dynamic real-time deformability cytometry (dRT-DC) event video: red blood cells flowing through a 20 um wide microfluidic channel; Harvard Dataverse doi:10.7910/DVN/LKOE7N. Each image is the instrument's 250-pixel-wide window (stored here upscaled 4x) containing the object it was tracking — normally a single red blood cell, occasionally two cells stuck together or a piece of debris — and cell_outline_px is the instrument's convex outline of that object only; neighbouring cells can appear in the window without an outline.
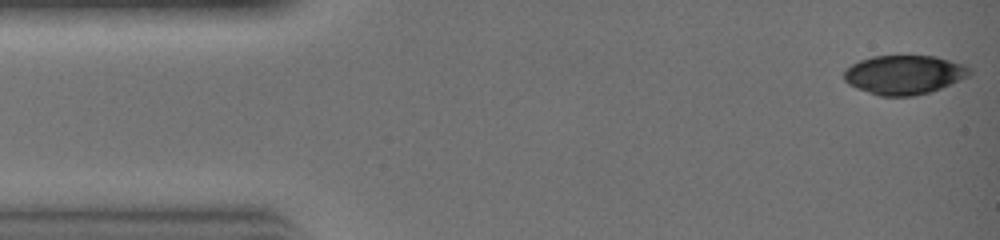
{"species": "common noctule bat (a hibernating species)", "species_latin": "Nyctalus noctula", "temperature_condition": "warm", "stored_images_in_passage": 23, "camera_frame_rate_fps": 3000, "um_per_image_px": 0.085, "animal": {"sex": "female", "body_mass_g": 19.0, "forearm_length_mm": 51.5}, "frame": {"image": 1, "passage_image": 1, "time_ms": 0.0, "image_size_px": [1000, 240], "cell_outline_px": [[972, 72], [968, 76], [940, 88], [928, 92], [912, 96], [880, 96], [856, 88], [848, 84], [844, 80], [844, 72], [852, 64], [860, 60], [872, 56], [932, 56], [948, 60], [960, 64], [968, 68]], "centroid_in_image_um": [76.8, 6.36], "position_along_channel_um": 8.2, "area_um2": 28.15}}
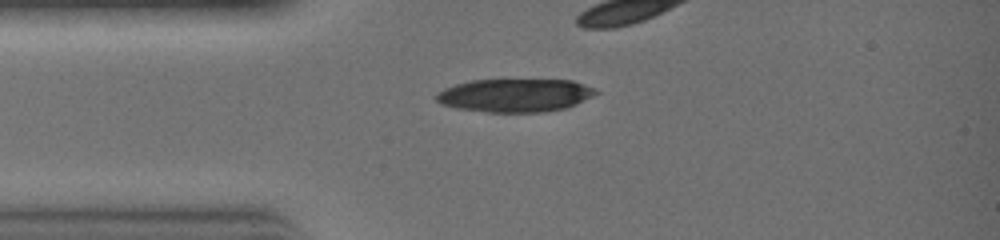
{"frame": {"image": 2, "passage_image": 7, "time_ms": 2.0, "image_size_px": [1000, 240], "cell_outline_px": [[600, 92], [576, 104], [564, 108], [540, 112], [488, 112], [456, 108], [440, 104], [436, 100], [436, 92], [444, 88], [456, 84], [472, 80], [572, 80], [596, 88]], "centroid_in_image_um": [43.76, 8.1], "position_along_channel_um": 41.2, "area_um2": 30.87}}
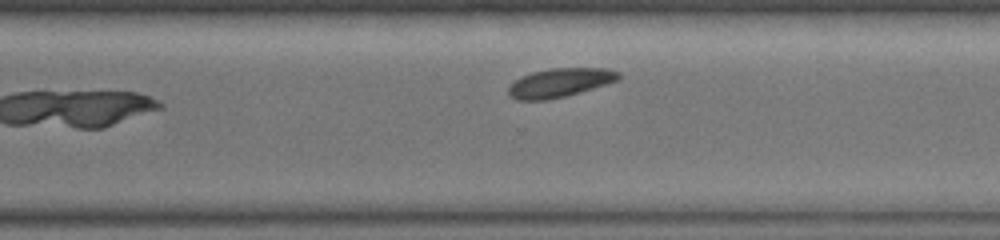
{"frame": {"image": 3, "passage_image": 23, "time_ms": 7.333, "image_size_px": [1000, 240], "cell_outline_px": [[620, 80], [580, 92], [548, 100], [516, 100], [508, 96], [508, 84], [520, 76], [532, 72], [552, 68], [608, 68], [620, 72]], "centroid_in_image_um": [47.56, 7.03], "position_along_channel_um": 323.0, "area_um2": 18.79}}